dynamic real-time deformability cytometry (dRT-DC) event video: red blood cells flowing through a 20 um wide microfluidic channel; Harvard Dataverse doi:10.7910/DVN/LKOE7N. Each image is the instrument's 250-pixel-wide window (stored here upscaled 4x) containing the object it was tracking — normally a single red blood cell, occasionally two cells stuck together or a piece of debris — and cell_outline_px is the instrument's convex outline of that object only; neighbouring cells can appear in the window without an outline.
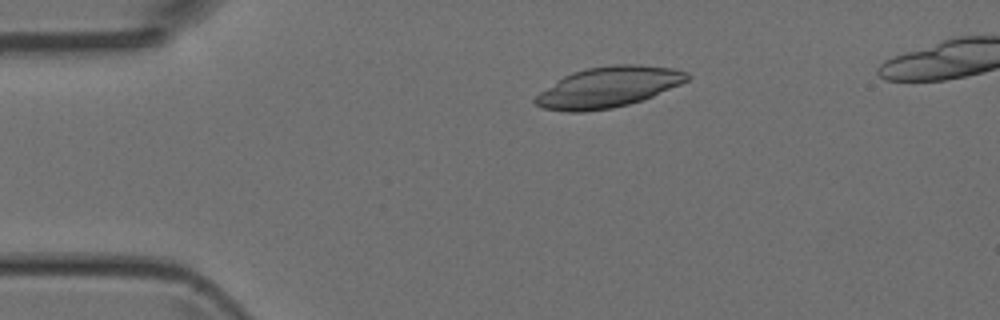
{"species": "Egyptian fruit bat (a non-hibernating species)", "species_latin": "Rousettus aegyptiacus", "temperature_condition": "room temperature", "stored_images_in_passage": 45, "camera_frame_rate_fps": 3000, "um_per_image_px": 0.085, "animal": {"sex": "female"}, "frame": {"image": 1, "passage_image": 9, "time_ms": 2.667, "image_size_px": [1000, 320], "cell_outline_px": [[692, 76], [688, 80], [680, 84], [644, 100], [612, 108], [584, 112], [568, 112], [544, 108], [536, 104], [532, 100], [540, 92], [564, 76], [572, 72], [588, 68], [612, 64], [636, 64], [672, 68], [688, 72]], "centroid_in_image_um": [51.73, 7.4], "position_along_channel_um": 33.3, "area_um2": 35.89}}